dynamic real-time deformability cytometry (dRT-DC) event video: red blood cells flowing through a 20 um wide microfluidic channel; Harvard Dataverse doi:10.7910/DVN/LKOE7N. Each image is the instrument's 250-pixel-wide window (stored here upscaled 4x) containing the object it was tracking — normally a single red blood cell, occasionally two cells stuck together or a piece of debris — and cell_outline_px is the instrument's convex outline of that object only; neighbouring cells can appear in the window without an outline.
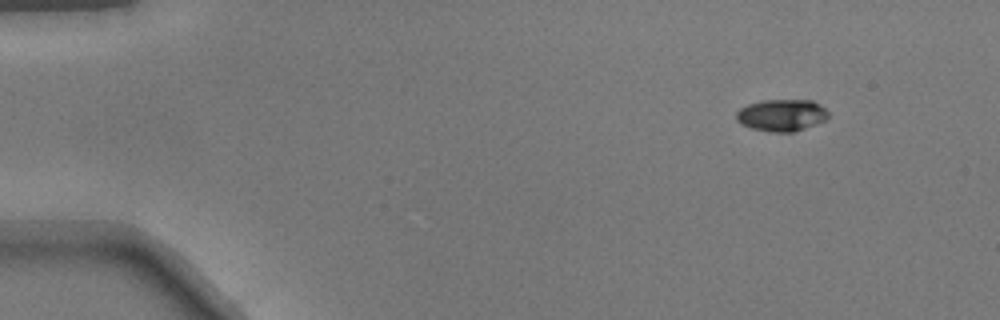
{"species": "common noctule bat (a hibernating species)", "species_latin": "Nyctalus noctula", "temperature_condition": "warm", "stored_images_in_passage": 46, "camera_frame_rate_fps": 3000, "um_per_image_px": 0.085, "animal": {"sex": "male", "body_mass_g": 17.9}, "frame": {"image": 1, "passage_image": 1, "time_ms": 0.0, "image_size_px": [1000, 320], "cell_outline_px": [[828, 116], [824, 120], [816, 124], [792, 132], [768, 132], [752, 128], [740, 124], [736, 120], [736, 112], [740, 108], [748, 104], [760, 100], [812, 100], [820, 104], [828, 112]], "centroid_in_image_um": [66.41, 9.78], "position_along_channel_um": 18.6, "area_um2": 17.17}}
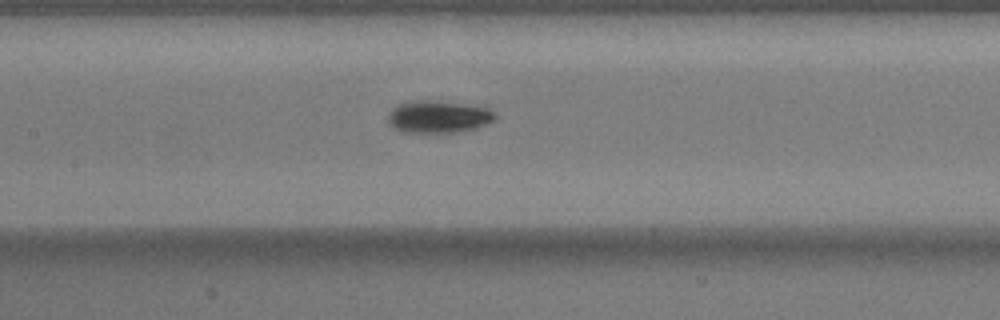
{"frame": {"image": 2, "passage_image": 20, "time_ms": 6.333, "image_size_px": [1000, 320], "cell_outline_px": [[496, 116], [492, 120], [476, 128], [460, 132], [400, 132], [392, 128], [388, 124], [388, 112], [396, 104], [408, 100], [428, 100], [460, 104], [488, 108]], "centroid_in_image_um": [37.14, 9.93], "position_along_channel_um": 170.3, "area_um2": 20.11}}
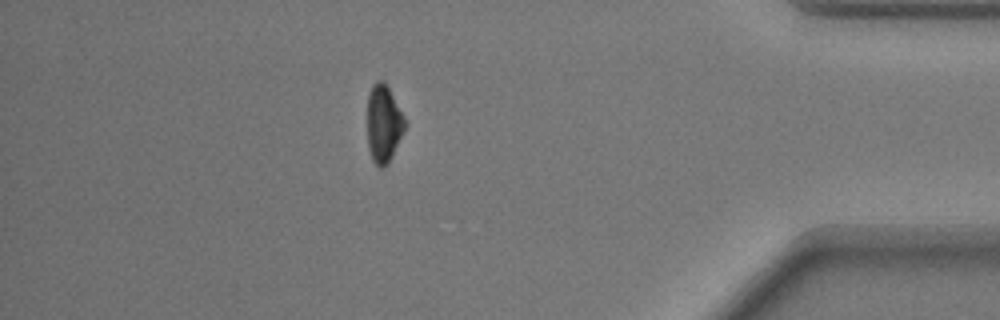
{"frame": {"image": 3, "passage_image": 40, "time_ms": 13.0, "image_size_px": [1000, 320], "cell_outline_px": [[408, 124], [392, 156], [384, 168], [380, 168], [372, 160], [368, 148], [368, 92], [372, 84], [376, 80], [384, 80], [404, 116]], "centroid_in_image_um": [32.61, 10.5], "position_along_channel_um": 402.6, "area_um2": 17.17}}